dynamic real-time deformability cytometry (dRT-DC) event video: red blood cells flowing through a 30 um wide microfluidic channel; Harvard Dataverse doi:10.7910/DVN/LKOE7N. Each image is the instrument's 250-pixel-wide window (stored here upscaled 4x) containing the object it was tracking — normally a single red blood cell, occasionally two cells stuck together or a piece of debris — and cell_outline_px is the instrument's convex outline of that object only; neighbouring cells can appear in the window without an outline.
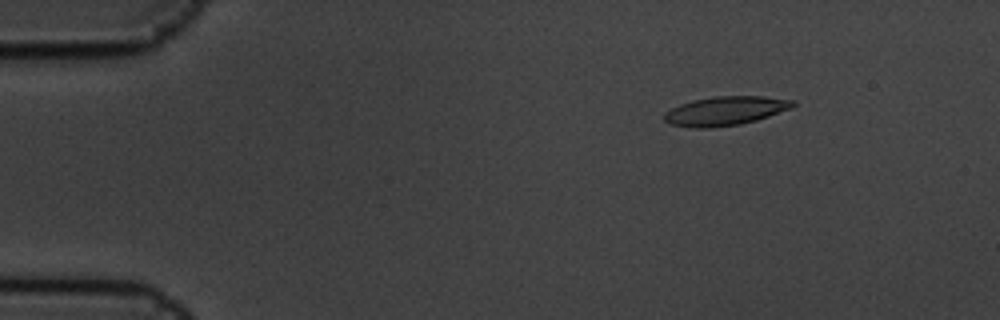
{"species": "common noctule bat (a hibernating species)", "species_latin": "Nyctalus noctula", "temperature_condition": "cold", "stored_images_in_passage": 10, "camera_frame_rate_fps": 3000, "um_per_image_px": 0.085, "animal": {"sex": "male", "body_mass_g": 19.5, "forearm_length_mm": 54.6}, "frame": {"image": 1, "passage_image": 2, "time_ms": 0.333, "image_size_px": [1000, 320], "cell_outline_px": [[796, 104], [792, 108], [756, 120], [740, 124], [708, 128], [692, 128], [672, 124], [664, 120], [664, 112], [680, 104], [692, 100], [716, 96], [764, 96], [796, 100]], "centroid_in_image_um": [61.67, 9.42], "position_along_channel_um": 23.3, "area_um2": 21.73}}
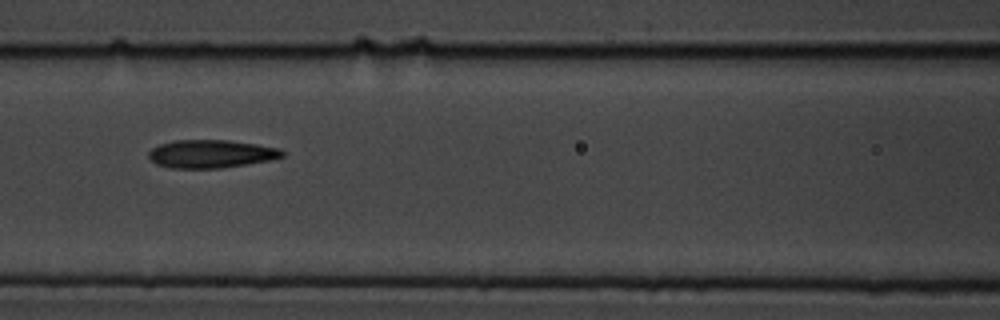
{"frame": {"image": 2, "passage_image": 7, "time_ms": 2.0, "image_size_px": [1000, 320], "cell_outline_px": [[284, 156], [268, 160], [220, 168], [168, 168], [156, 164], [148, 156], [148, 152], [152, 148], [160, 144], [176, 140], [228, 140], [256, 144], [280, 148], [284, 152]], "centroid_in_image_um": [17.91, 13.07], "position_along_channel_um": 148.7, "area_um2": 21.73}}
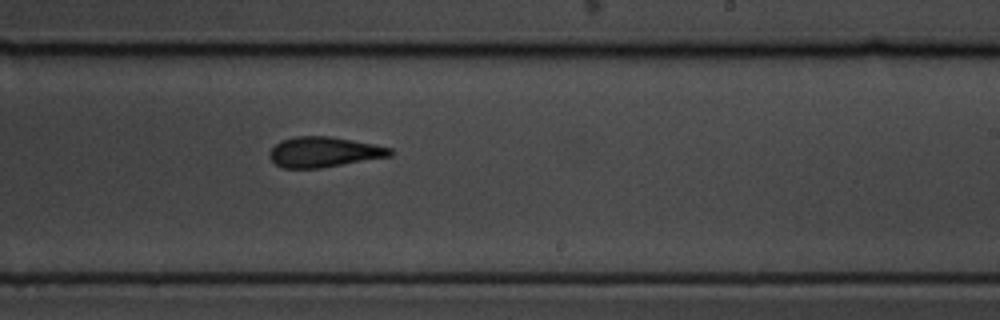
{"frame": {"image": 3, "passage_image": 10, "time_ms": 3.0, "image_size_px": [1000, 320], "cell_outline_px": [[396, 152], [392, 156], [320, 168], [284, 168], [276, 164], [268, 156], [268, 152], [280, 140], [296, 136], [328, 136], [376, 144], [392, 148]], "centroid_in_image_um": [27.56, 12.92], "position_along_channel_um": 261.4, "area_um2": 21.44}}